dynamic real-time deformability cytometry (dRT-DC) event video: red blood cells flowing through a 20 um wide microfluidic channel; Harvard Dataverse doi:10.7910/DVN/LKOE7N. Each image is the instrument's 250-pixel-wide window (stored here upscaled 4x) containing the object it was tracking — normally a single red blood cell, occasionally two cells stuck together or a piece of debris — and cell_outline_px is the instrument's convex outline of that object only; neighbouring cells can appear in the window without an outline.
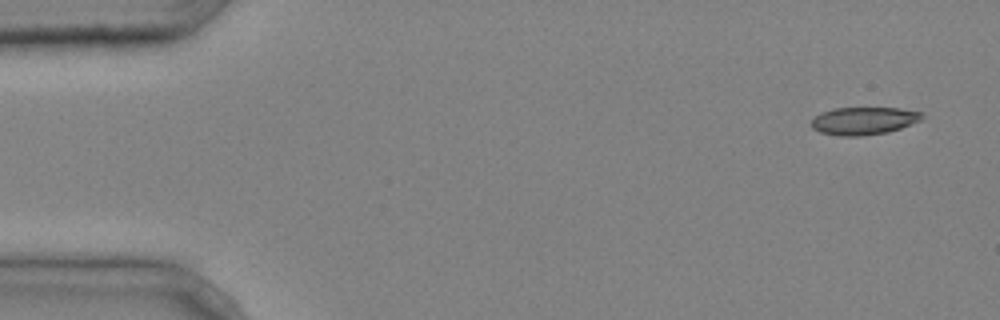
{"species": "common noctule bat (a hibernating species)", "species_latin": "Nyctalus noctula", "temperature_condition": "cold", "stored_images_in_passage": 4, "camera_frame_rate_fps": 3000, "um_per_image_px": 0.085, "animal": {"sex": "male", "body_mass_g": 20.4}, "frame": {"image": 1, "passage_image": 1, "time_ms": 0.0, "image_size_px": [1000, 320], "cell_outline_px": [[924, 116], [920, 120], [900, 128], [888, 132], [864, 136], [840, 136], [820, 132], [812, 128], [812, 120], [820, 112], [832, 108], [900, 108], [924, 112]], "centroid_in_image_um": [73.42, 10.26], "position_along_channel_um": 11.6, "area_um2": 17.92}}
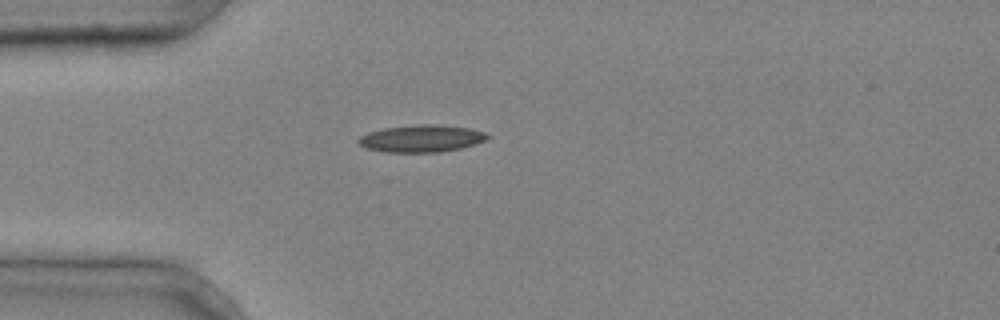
{"frame": {"image": 2, "passage_image": 4, "time_ms": 1.0, "image_size_px": [1000, 320], "cell_outline_px": [[492, 136], [476, 144], [460, 148], [440, 152], [384, 152], [364, 148], [356, 140], [360, 136], [368, 132], [384, 128], [420, 124], [436, 124], [468, 128], [484, 132]], "centroid_in_image_um": [35.8, 11.77], "position_along_channel_um": 49.2, "area_um2": 20.46}}